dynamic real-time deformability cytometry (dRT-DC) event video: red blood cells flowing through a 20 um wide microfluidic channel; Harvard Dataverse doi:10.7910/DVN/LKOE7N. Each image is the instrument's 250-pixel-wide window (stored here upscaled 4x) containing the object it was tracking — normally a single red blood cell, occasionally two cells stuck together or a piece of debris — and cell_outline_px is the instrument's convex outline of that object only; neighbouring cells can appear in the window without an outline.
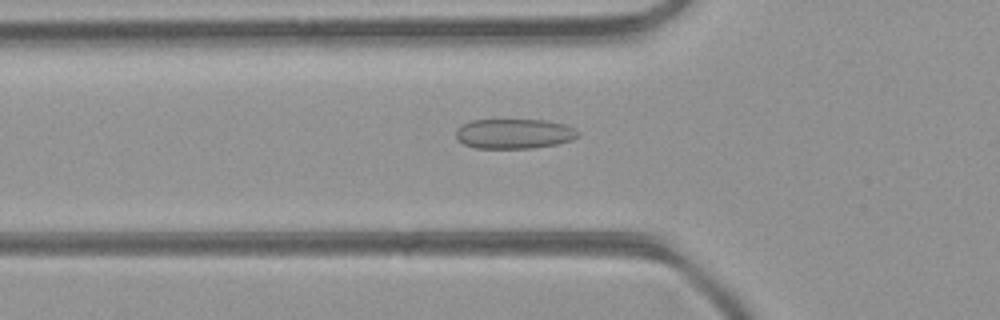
{"species": "common noctule bat (a hibernating species)", "species_latin": "Nyctalus noctula", "temperature_condition": "room temperature", "stored_images_in_passage": 47, "camera_frame_rate_fps": 3000, "um_per_image_px": 0.085, "animal": {"sex": "female", "body_mass_g": 21.9}, "frame": {"image": 1, "passage_image": 16, "time_ms": 5.0, "image_size_px": [1000, 320], "cell_outline_px": [[580, 136], [572, 140], [556, 144], [532, 148], [476, 148], [464, 144], [456, 136], [456, 128], [472, 120], [548, 120], [564, 124], [576, 128], [580, 132]], "centroid_in_image_um": [43.76, 11.36], "position_along_channel_um": 82.0, "area_um2": 21.33}}
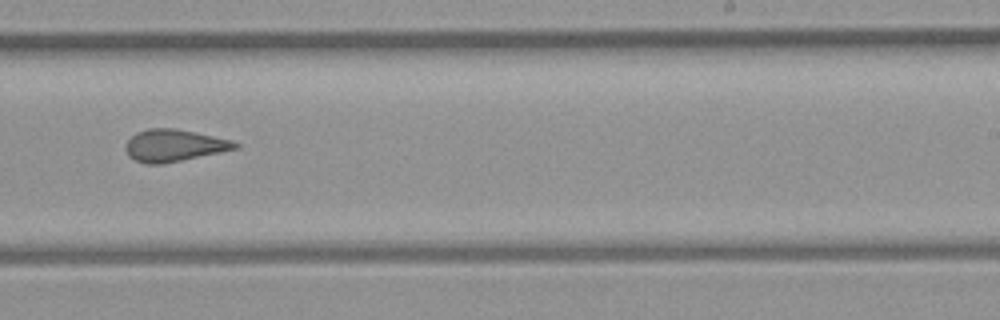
{"frame": {"image": 2, "passage_image": 29, "time_ms": 9.333, "image_size_px": [1000, 320], "cell_outline_px": [[240, 148], [164, 164], [148, 164], [136, 160], [128, 156], [124, 148], [124, 144], [136, 132], [148, 128], [172, 128], [196, 132], [232, 140], [240, 144]], "centroid_in_image_um": [14.79, 12.36], "position_along_channel_um": 274.2, "area_um2": 20.63}}
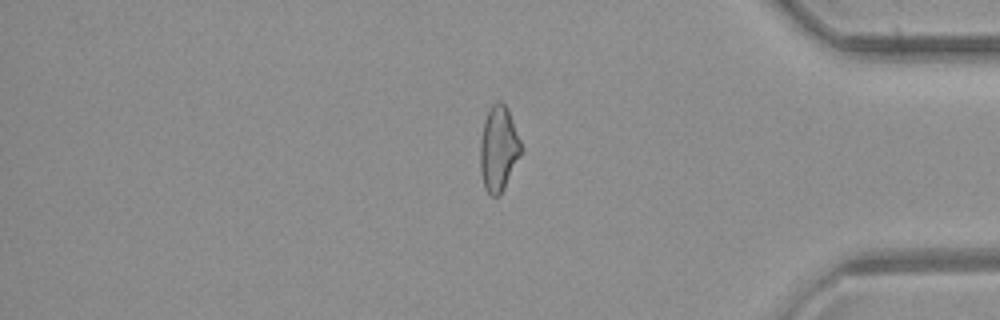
{"frame": {"image": 3, "passage_image": 39, "time_ms": 12.667, "image_size_px": [1000, 320], "cell_outline_px": [[524, 152], [500, 196], [492, 196], [484, 188], [480, 172], [480, 140], [484, 120], [492, 104], [496, 100], [500, 100], [508, 108], [524, 148]], "centroid_in_image_um": [42.41, 12.65], "position_along_channel_um": 392.8, "area_um2": 20.92}, "authors_computed_cell_mechanics": {"area_um2": 21.2126, "velocity_mm_per_s": 4.4149, "shape_relaxation_time_tau1_ms": null, "shape_relaxation_time_tau2_ms": 1.9885, "deformation_change_tau1": null, "deformation_change_tau2": 0.0952}}